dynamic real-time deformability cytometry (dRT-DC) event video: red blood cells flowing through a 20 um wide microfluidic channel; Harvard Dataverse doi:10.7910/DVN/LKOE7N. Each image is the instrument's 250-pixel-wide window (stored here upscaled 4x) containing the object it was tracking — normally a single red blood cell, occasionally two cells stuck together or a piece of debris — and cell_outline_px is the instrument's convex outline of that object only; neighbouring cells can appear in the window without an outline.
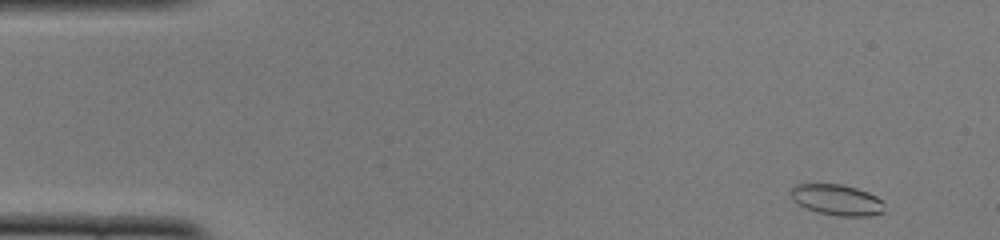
{"species": "common noctule bat (a hibernating species)", "species_latin": "Nyctalus noctula", "temperature_condition": "cold", "stored_images_in_passage": 49, "camera_frame_rate_fps": 3000, "um_per_image_px": 0.085, "animal": {"sex": "female", "body_mass_g": 22.0, "forearm_length_mm": 56.7}, "frame": {"image": 1, "passage_image": 1, "time_ms": 0.0, "image_size_px": [1000, 240], "cell_outline_px": [[884, 212], [868, 216], [836, 216], [816, 212], [800, 204], [788, 192], [796, 184], [840, 184], [856, 188], [868, 192], [884, 200]], "centroid_in_image_um": [71.18, 16.99], "position_along_channel_um": 13.8, "area_um2": 16.82}}
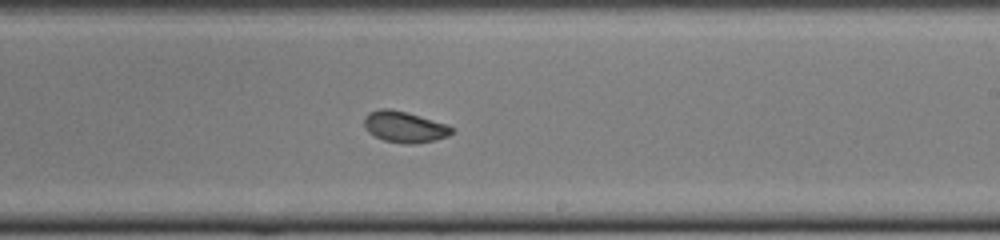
{"frame": {"image": 2, "passage_image": 28, "time_ms": 9.0, "image_size_px": [1000, 240], "cell_outline_px": [[452, 132], [448, 136], [432, 140], [412, 144], [404, 144], [384, 140], [368, 132], [364, 128], [364, 116], [368, 112], [380, 108], [392, 108], [408, 112], [448, 124], [452, 128]], "centroid_in_image_um": [34.34, 10.76], "position_along_channel_um": 254.7, "area_um2": 16.01}}
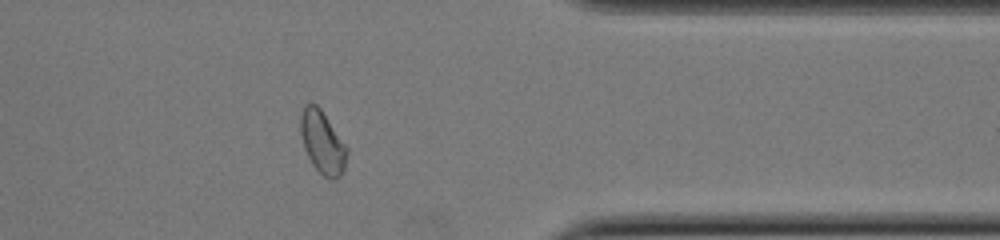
{"frame": {"image": 3, "passage_image": 39, "time_ms": 12.667, "image_size_px": [1000, 240], "cell_outline_px": [[348, 152], [344, 172], [336, 180], [332, 180], [324, 176], [312, 164], [304, 148], [300, 132], [300, 116], [304, 104], [316, 104], [320, 108], [348, 148]], "centroid_in_image_um": [27.42, 12.12], "position_along_channel_um": 384.0, "area_um2": 16.99}, "authors_computed_cell_mechanics": {"area_um2": 16.3574, "velocity_mm_per_s": 3.8888, "shape_relaxation_time_tau1_ms": 5.7983, "shape_relaxation_time_tau2_ms": 1.4237, "deformation_change_tau1": 0.1389, "deformation_change_tau2": 0.0631}}